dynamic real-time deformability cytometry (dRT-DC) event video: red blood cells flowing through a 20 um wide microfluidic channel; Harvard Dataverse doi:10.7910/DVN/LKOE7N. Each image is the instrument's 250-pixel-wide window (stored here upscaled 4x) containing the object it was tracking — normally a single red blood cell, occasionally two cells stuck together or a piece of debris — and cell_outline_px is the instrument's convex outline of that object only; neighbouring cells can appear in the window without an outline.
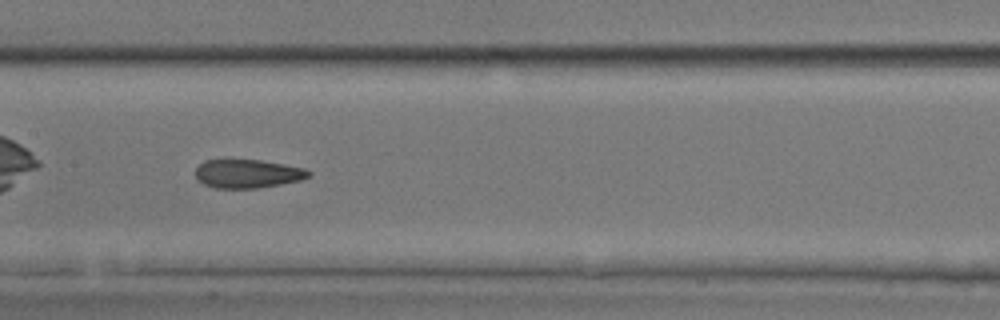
{"species": "common noctule bat (a hibernating species)", "species_latin": "Nyctalus noctula", "temperature_condition": "room temperature", "stored_images_in_passage": 35, "camera_frame_rate_fps": 3000, "um_per_image_px": 0.085, "animal": {"sex": "male", "body_mass_g": 17.9, "forearm_length_mm": 54.2}, "frame": {"image": 1, "passage_image": 11, "time_ms": 3.333, "image_size_px": [1000, 320], "cell_outline_px": [[312, 176], [300, 180], [280, 184], [256, 188], [216, 188], [204, 184], [196, 180], [196, 168], [204, 160], [260, 160], [284, 164], [304, 168], [312, 172]], "centroid_in_image_um": [21.05, 14.76], "position_along_channel_um": 186.3, "area_um2": 18.84}}
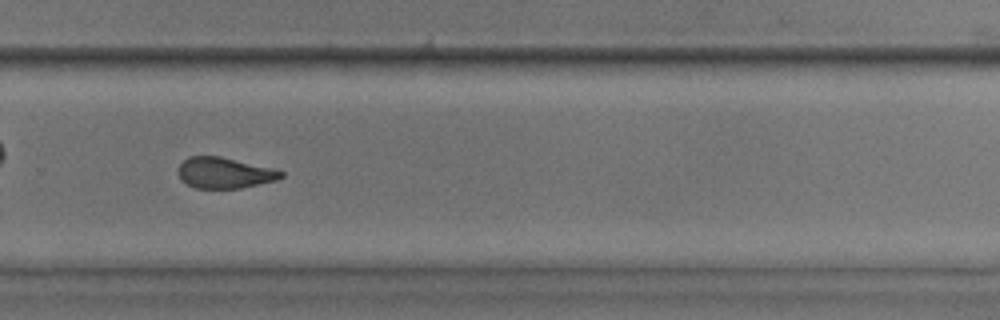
{"frame": {"image": 2, "passage_image": 20, "time_ms": 6.333, "image_size_px": [1000, 320], "cell_outline_px": [[284, 176], [276, 180], [240, 188], [196, 188], [180, 180], [180, 164], [188, 156], [220, 156], [272, 168], [284, 172]], "centroid_in_image_um": [19.09, 14.69], "position_along_channel_um": 310.7, "area_um2": 18.26}}
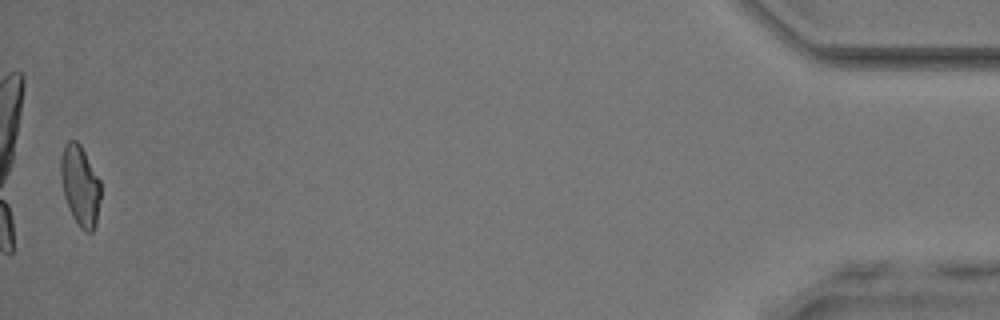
{"frame": {"image": 3, "passage_image": 35, "time_ms": 11.333, "image_size_px": [1000, 320], "cell_outline_px": [[100, 200], [96, 224], [92, 232], [84, 232], [80, 228], [72, 216], [64, 196], [60, 176], [60, 160], [64, 144], [68, 140], [76, 140], [80, 144], [100, 180]], "centroid_in_image_um": [6.8, 15.78], "position_along_channel_um": 428.4, "area_um2": 18.79}, "authors_computed_cell_mechanics": {"area_um2": 19.1318, "velocity_mm_per_s": 4.1601, "shape_relaxation_time_tau1_ms": null, "shape_relaxation_time_tau2_ms": 2.1336, "deformation_change_tau1": null, "deformation_change_tau2": 0.111}}